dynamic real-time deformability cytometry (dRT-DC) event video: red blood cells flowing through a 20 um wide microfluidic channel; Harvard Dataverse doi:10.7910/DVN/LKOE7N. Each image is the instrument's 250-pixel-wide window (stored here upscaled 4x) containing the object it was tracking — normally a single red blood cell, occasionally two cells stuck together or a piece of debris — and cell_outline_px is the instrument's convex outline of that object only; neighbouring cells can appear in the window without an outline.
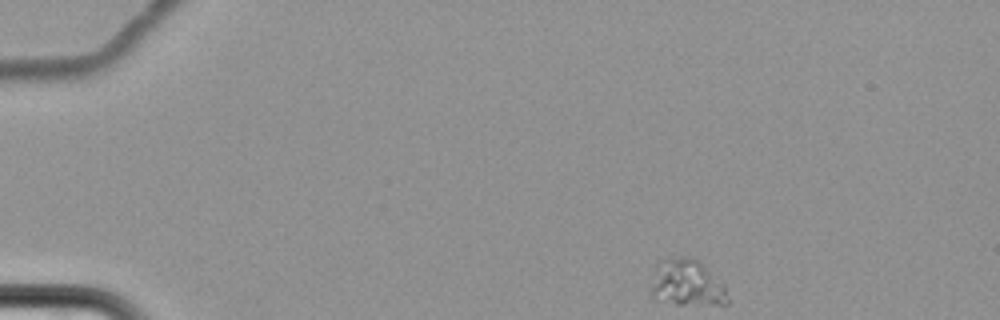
{"species": "common noctule bat (a hibernating species)", "species_latin": "Nyctalus noctula", "temperature_condition": "cold", "stored_images_in_passage": 4, "camera_frame_rate_fps": 3000, "um_per_image_px": 0.085, "animal": {"sex": "female", "body_mass_g": 22.7, "forearm_length_mm": 54.2}, "frame": {"image": 1, "passage_image": 1, "time_ms": 0.0, "image_size_px": [1000, 320], "cell_outline_px": [[728, 304], [676, 304], [656, 300], [652, 296], [652, 288], [656, 264], [660, 260], [680, 256], [692, 256], [724, 284], [728, 300]], "centroid_in_image_um": [58.38, 24.05], "position_along_channel_um": 26.6, "area_um2": 20.58}}